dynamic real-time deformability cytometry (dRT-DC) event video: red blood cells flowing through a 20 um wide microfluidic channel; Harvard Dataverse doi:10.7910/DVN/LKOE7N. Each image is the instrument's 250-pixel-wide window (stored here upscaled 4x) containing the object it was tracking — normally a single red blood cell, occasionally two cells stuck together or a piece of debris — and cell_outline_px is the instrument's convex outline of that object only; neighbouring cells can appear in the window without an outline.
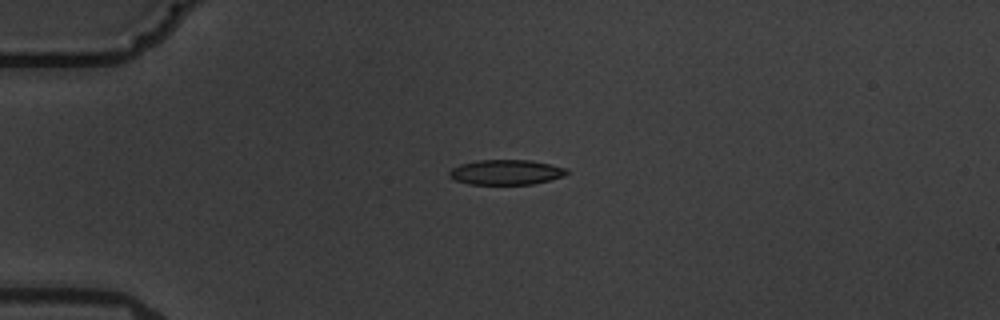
{"species": "common noctule bat (a hibernating species)", "species_latin": "Nyctalus noctula", "temperature_condition": "warm", "stored_images_in_passage": 6, "camera_frame_rate_fps": 3000, "um_per_image_px": 0.085, "animal": {"sex": "male", "body_mass_g": 19.5, "forearm_length_mm": 54.6}, "frame": {"image": 1, "passage_image": 5, "time_ms": 4.667, "image_size_px": [1000, 320], "cell_outline_px": [[568, 172], [564, 176], [532, 184], [468, 184], [456, 180], [448, 176], [448, 172], [452, 168], [460, 164], [476, 160], [528, 160], [568, 168]], "centroid_in_image_um": [42.98, 14.63], "position_along_channel_um": 42.0, "area_um2": 17.05}}